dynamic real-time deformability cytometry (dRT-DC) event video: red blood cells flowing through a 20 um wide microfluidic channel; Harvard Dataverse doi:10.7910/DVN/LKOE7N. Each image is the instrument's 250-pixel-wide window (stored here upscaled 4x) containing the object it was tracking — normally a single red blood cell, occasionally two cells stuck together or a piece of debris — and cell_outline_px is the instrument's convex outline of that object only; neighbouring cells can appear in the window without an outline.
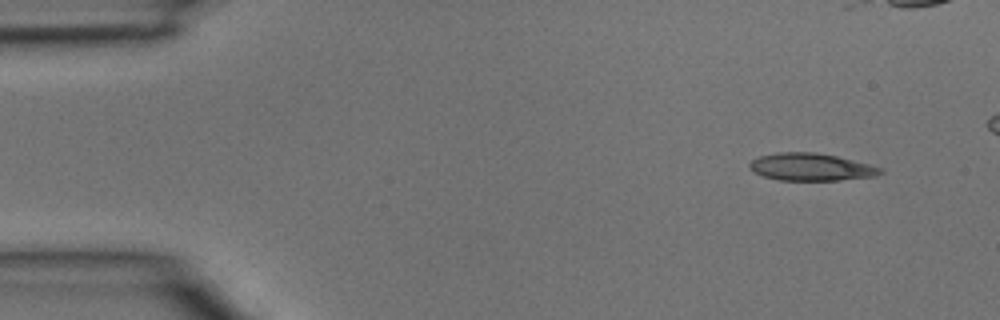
{"species": "common noctule bat (a hibernating species)", "species_latin": "Nyctalus noctula", "temperature_condition": "room temperature", "stored_images_in_passage": 4, "camera_frame_rate_fps": 3000, "um_per_image_px": 0.085, "animal": {"sex": "male", "body_mass_g": 15.6}, "frame": {"image": 1, "passage_image": 1, "time_ms": 0.0, "image_size_px": [1000, 320], "cell_outline_px": [[884, 172], [876, 176], [840, 180], [780, 180], [764, 176], [756, 172], [748, 164], [752, 160], [760, 156], [776, 152], [812, 152], [836, 156], [884, 168]], "centroid_in_image_um": [68.97, 14.19], "position_along_channel_um": 16.0, "area_um2": 20.69}}